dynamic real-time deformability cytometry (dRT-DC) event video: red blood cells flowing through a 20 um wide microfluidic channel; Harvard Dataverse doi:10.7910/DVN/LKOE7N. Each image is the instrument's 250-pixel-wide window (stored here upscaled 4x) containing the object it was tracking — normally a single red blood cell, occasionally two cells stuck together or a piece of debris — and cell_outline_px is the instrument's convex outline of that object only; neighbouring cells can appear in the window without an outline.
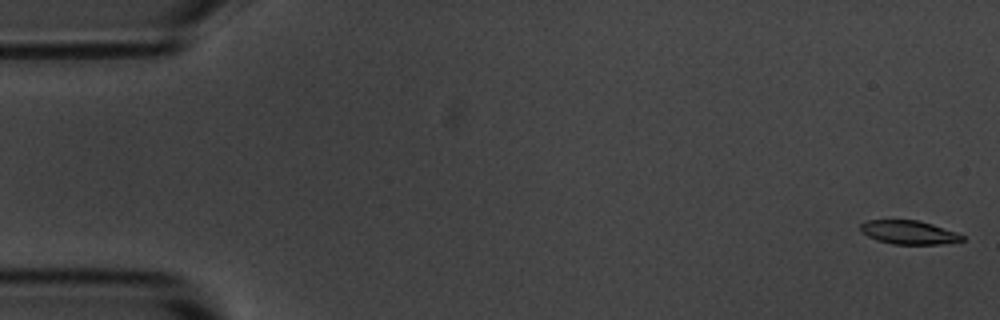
{"species": "common noctule bat (a hibernating species)", "species_latin": "Nyctalus noctula", "temperature_condition": "room temperature", "stored_images_in_passage": 57, "camera_frame_rate_fps": 3000, "um_per_image_px": 0.085, "animal": {"sex": "male", "body_mass_g": 20.1, "forearm_length_mm": 53.5}, "frame": {"image": 1, "passage_image": 1, "time_ms": 0.0, "image_size_px": [1000, 320], "cell_outline_px": [[964, 240], [940, 244], [892, 244], [876, 240], [860, 232], [860, 224], [868, 220], [916, 220], [932, 224], [956, 232], [964, 236]], "centroid_in_image_um": [77.22, 19.75], "position_along_channel_um": 7.8, "area_um2": 13.99}}
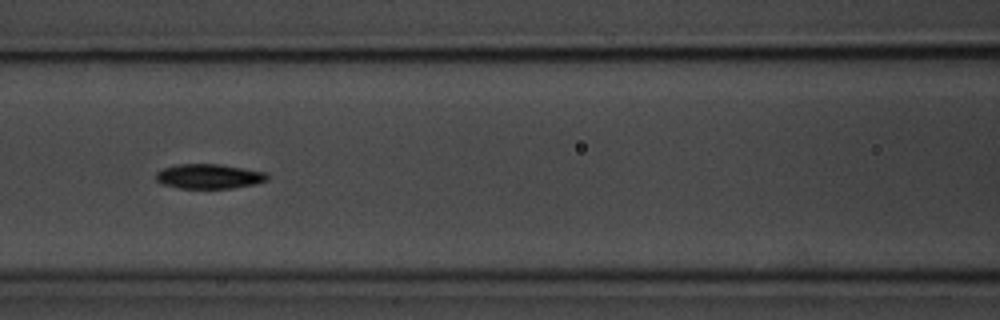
{"frame": {"image": 2, "passage_image": 24, "time_ms": 7.667, "image_size_px": [1000, 320], "cell_outline_px": [[268, 180], [256, 184], [232, 188], [180, 188], [160, 184], [156, 180], [156, 172], [164, 168], [176, 164], [220, 164], [268, 172]], "centroid_in_image_um": [17.78, 14.99], "position_along_channel_um": 148.8, "area_um2": 16.18}}
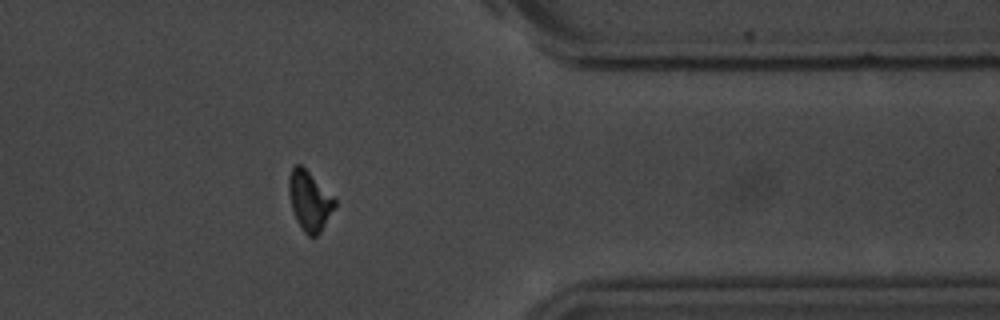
{"frame": {"image": 3, "passage_image": 45, "time_ms": 14.667, "image_size_px": [1000, 320], "cell_outline_px": [[336, 204], [320, 232], [316, 236], [308, 236], [304, 232], [296, 220], [292, 208], [288, 192], [288, 176], [292, 168], [296, 164], [300, 164], [336, 200]], "centroid_in_image_um": [26.27, 17.07], "position_along_channel_um": 385.1, "area_um2": 15.55}, "authors_computed_cell_mechanics": {"area_um2": 15.6638, "velocity_mm_per_s": 3.5888, "shape_relaxation_time_tau1_ms": 2.1973, "shape_relaxation_time_tau2_ms": 10.143, "deformation_change_tau1": 0.1443, "deformation_change_tau2": 0.1289}}